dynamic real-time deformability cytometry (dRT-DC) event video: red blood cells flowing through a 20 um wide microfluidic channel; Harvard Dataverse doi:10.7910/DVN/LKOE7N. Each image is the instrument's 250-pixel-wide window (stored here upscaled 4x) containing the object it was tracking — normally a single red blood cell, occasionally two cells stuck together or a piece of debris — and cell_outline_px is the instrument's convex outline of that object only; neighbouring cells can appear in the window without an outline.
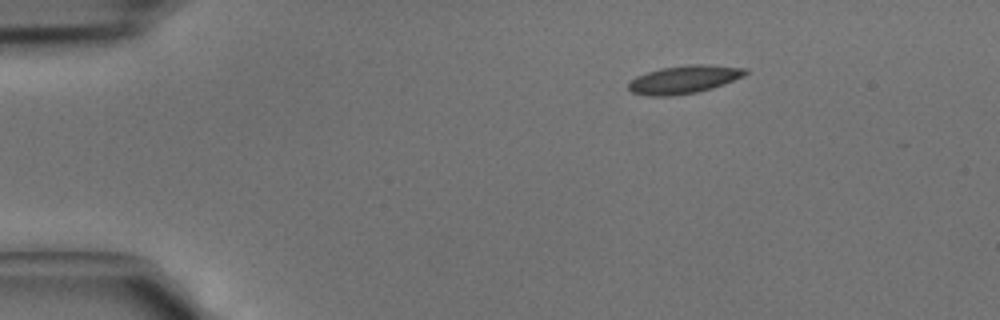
{"species": "common noctule bat (a hibernating species)", "species_latin": "Nyctalus noctula", "temperature_condition": "cold", "stored_images_in_passage": 11, "camera_frame_rate_fps": 3000, "um_per_image_px": 0.085, "animal": {"sex": "male", "body_mass_g": 15.6}, "frame": {"image": 1, "passage_image": 1, "time_ms": 0.0, "image_size_px": [1000, 320], "cell_outline_px": [[748, 72], [744, 76], [724, 84], [712, 88], [696, 92], [672, 96], [648, 96], [632, 92], [628, 88], [628, 84], [636, 76], [660, 68], [696, 64], [700, 64], [748, 68]], "centroid_in_image_um": [58.15, 6.76], "position_along_channel_um": 26.8, "area_um2": 18.96}}
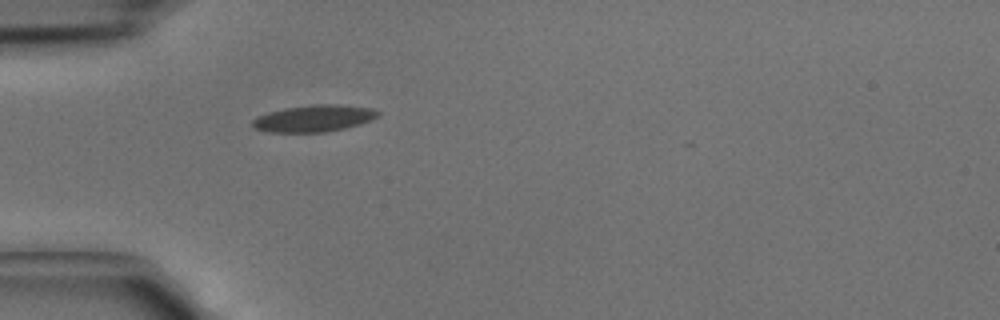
{"frame": {"image": 2, "passage_image": 7, "time_ms": 2.0, "image_size_px": [1000, 320], "cell_outline_px": [[380, 112], [376, 116], [360, 124], [344, 128], [324, 132], [272, 132], [256, 128], [252, 124], [252, 120], [256, 116], [268, 112], [284, 108], [312, 104], [340, 104], [372, 108]], "centroid_in_image_um": [26.66, 10.05], "position_along_channel_um": 58.3, "area_um2": 19.42}}